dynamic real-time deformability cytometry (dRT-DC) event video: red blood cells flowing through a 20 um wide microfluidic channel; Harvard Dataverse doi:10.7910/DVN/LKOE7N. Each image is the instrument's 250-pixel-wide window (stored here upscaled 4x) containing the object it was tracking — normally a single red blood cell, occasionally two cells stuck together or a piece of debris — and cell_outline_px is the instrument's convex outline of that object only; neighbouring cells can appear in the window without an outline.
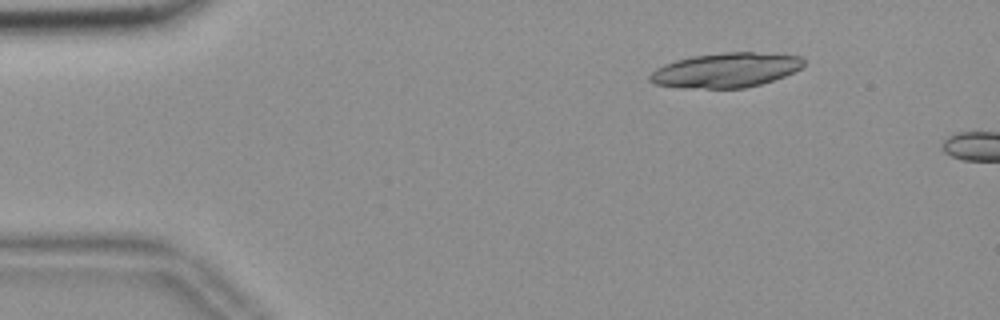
{"species": "common noctule bat (a hibernating species)", "species_latin": "Nyctalus noctula", "temperature_condition": "room temperature", "stored_images_in_passage": 11, "camera_frame_rate_fps": 3000, "um_per_image_px": 0.085, "animal": {"sex": "female", "body_mass_g": 18.4}, "frame": {"image": 1, "passage_image": 7, "time_ms": 2.0, "image_size_px": [1000, 320], "cell_outline_px": [[804, 64], [800, 68], [784, 76], [760, 84], [744, 88], [680, 88], [656, 84], [648, 80], [648, 76], [656, 68], [664, 64], [676, 60], [692, 56], [724, 52], [752, 52], [800, 56], [804, 60]], "centroid_in_image_um": [61.65, 5.96], "position_along_channel_um": 23.4, "area_um2": 30.92}}